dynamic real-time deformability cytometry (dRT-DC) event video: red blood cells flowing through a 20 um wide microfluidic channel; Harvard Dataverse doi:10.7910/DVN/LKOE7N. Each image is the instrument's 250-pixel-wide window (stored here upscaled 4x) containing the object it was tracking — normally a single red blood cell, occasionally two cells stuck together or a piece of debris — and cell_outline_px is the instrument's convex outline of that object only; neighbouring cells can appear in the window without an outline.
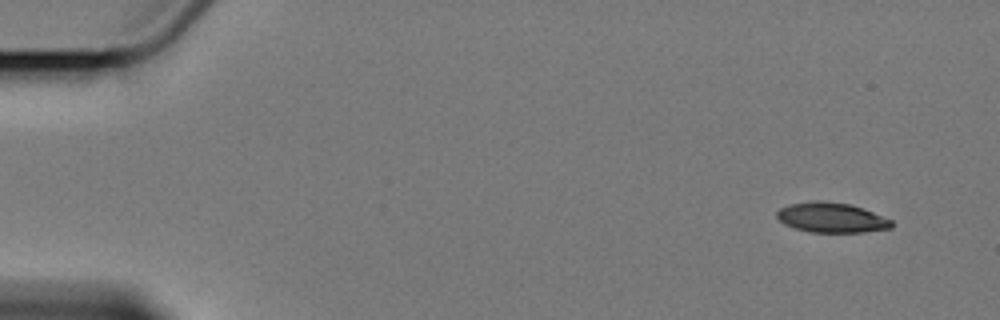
{"species": "Egyptian fruit bat (a non-hibernating species)", "species_latin": "Rousettus aegyptiacus", "temperature_condition": "cold", "stored_images_in_passage": 4, "camera_frame_rate_fps": 3000, "um_per_image_px": 0.085, "animal": {"sex": "female"}, "frame": {"image": 1, "passage_image": 1, "time_ms": 0.0, "image_size_px": [1000, 320], "cell_outline_px": [[892, 228], [864, 232], [808, 232], [784, 224], [776, 216], [776, 212], [780, 208], [788, 204], [816, 200], [848, 204], [872, 212], [892, 220]], "centroid_in_image_um": [70.64, 18.5], "position_along_channel_um": 14.4, "area_um2": 19.83}}
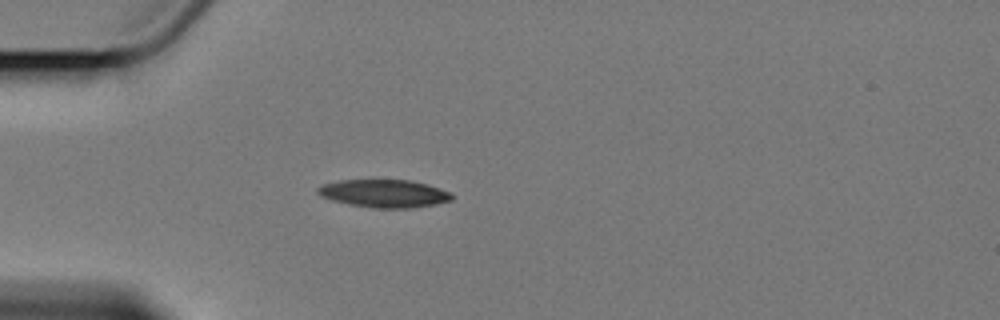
{"frame": {"image": 2, "passage_image": 4, "time_ms": 4.333, "image_size_px": [1000, 320], "cell_outline_px": [[452, 200], [436, 204], [412, 208], [372, 208], [348, 204], [332, 200], [320, 196], [316, 192], [316, 188], [324, 184], [340, 180], [408, 180], [424, 184], [452, 192]], "centroid_in_image_um": [32.63, 16.45], "position_along_channel_um": 52.4, "area_um2": 21.73}}